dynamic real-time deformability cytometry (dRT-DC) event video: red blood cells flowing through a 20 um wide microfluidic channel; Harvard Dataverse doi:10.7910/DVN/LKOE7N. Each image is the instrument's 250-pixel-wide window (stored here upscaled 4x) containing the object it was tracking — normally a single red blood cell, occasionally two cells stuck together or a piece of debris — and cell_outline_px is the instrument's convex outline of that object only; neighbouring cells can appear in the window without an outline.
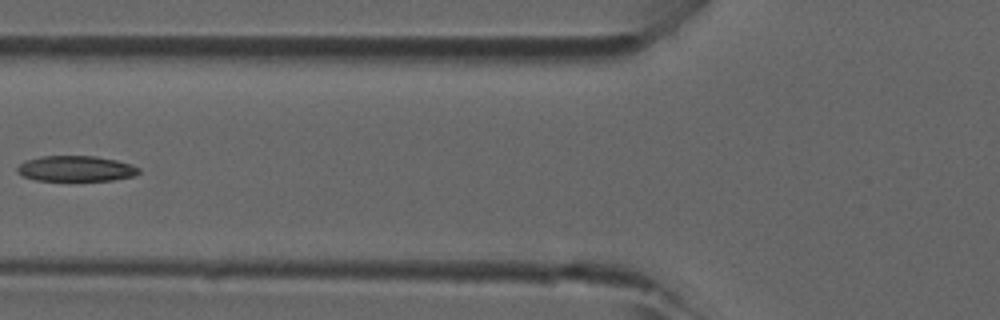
{"species": "common noctule bat (a hibernating species)", "species_latin": "Nyctalus noctula", "temperature_condition": "room temperature", "stored_images_in_passage": 5, "camera_frame_rate_fps": 3000, "um_per_image_px": 0.085, "animal": {"sex": "male", "forearm_length_mm": 52.5}, "frame": {"image": 1, "passage_image": 5, "time_ms": 1.333, "image_size_px": [1000, 320], "cell_outline_px": [[140, 172], [136, 176], [112, 180], [36, 180], [24, 176], [16, 172], [16, 168], [20, 164], [28, 160], [40, 156], [96, 156], [116, 160], [132, 164], [140, 168]], "centroid_in_image_um": [6.49, 14.33], "position_along_channel_um": 119.3, "area_um2": 18.09}}